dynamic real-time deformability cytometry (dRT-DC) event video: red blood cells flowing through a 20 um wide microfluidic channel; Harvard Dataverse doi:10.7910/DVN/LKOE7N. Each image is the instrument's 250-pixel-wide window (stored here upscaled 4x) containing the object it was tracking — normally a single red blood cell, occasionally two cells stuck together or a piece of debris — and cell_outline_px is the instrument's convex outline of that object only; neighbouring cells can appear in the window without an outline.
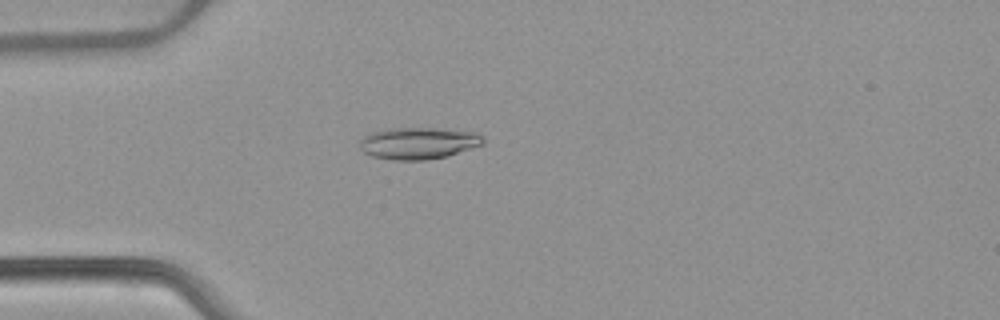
{"species": "common noctule bat (a hibernating species)", "species_latin": "Nyctalus noctula", "temperature_condition": "warm", "stored_images_in_passage": 50, "camera_frame_rate_fps": 3000, "um_per_image_px": 0.085, "animal": {"sex": "female", "body_mass_g": 22.7, "forearm_length_mm": 54.2}, "frame": {"image": 1, "passage_image": 12, "time_ms": 3.667, "image_size_px": [1000, 320], "cell_outline_px": [[484, 144], [448, 156], [428, 160], [392, 160], [372, 156], [364, 152], [360, 148], [360, 140], [364, 136], [372, 132], [388, 128], [440, 128], [476, 132], [484, 136]], "centroid_in_image_um": [35.59, 12.17], "position_along_channel_um": 49.4, "area_um2": 23.12}}
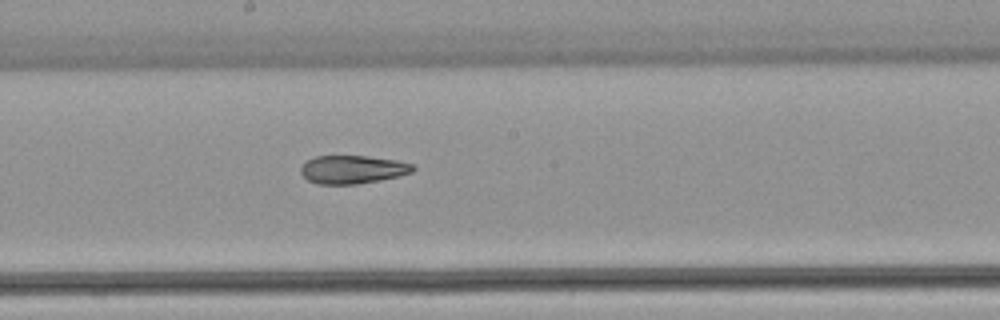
{"frame": {"image": 2, "passage_image": 26, "time_ms": 8.333, "image_size_px": [1000, 320], "cell_outline_px": [[416, 168], [412, 172], [380, 180], [356, 184], [316, 184], [308, 180], [300, 172], [300, 168], [308, 160], [316, 156], [368, 156], [396, 160], [412, 164]], "centroid_in_image_um": [29.96, 14.4], "position_along_channel_um": 218.2, "area_um2": 18.32}}
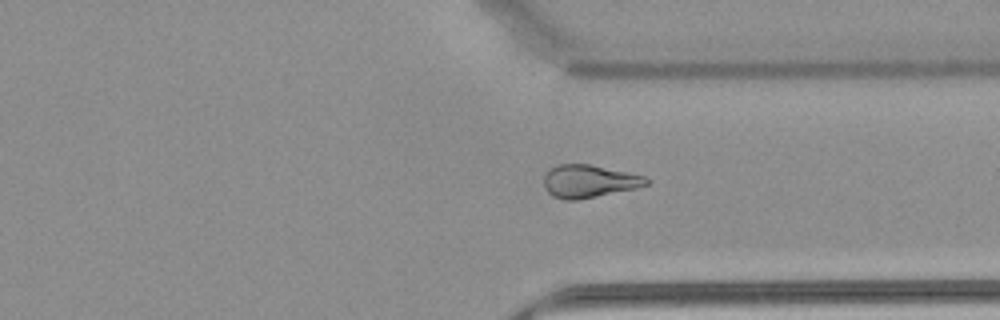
{"frame": {"image": 3, "passage_image": 37, "time_ms": 12.0, "image_size_px": [1000, 320], "cell_outline_px": [[648, 184], [636, 188], [576, 200], [564, 200], [552, 196], [544, 188], [544, 172], [548, 168], [556, 164], [588, 164], [644, 176], [648, 180]], "centroid_in_image_um": [49.98, 15.4], "position_along_channel_um": 361.4, "area_um2": 19.48}}